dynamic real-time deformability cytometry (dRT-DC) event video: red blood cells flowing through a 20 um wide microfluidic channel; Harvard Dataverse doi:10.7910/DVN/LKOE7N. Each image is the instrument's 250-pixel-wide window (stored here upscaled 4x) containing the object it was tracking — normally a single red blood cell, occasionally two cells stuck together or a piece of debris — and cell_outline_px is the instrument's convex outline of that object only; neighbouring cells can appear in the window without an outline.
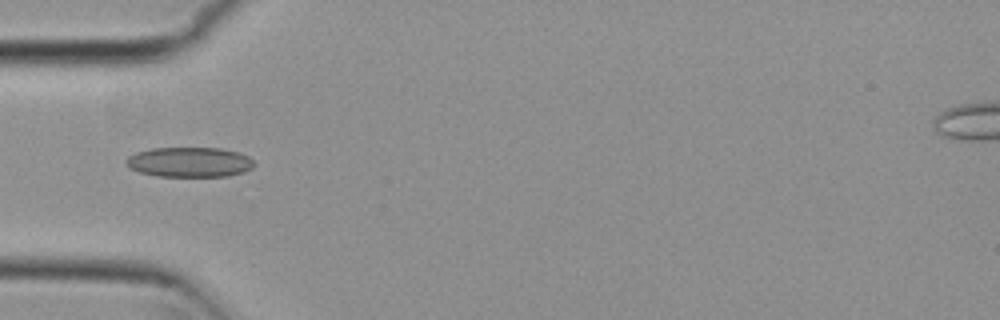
{"species": "common noctule bat (a hibernating species)", "species_latin": "Nyctalus noctula", "temperature_condition": "cold", "stored_images_in_passage": 6, "camera_frame_rate_fps": 3000, "um_per_image_px": 0.085, "animal": {"sex": "female", "body_mass_g": 29.2, "forearm_length_mm": 56.3}, "frame": {"image": 1, "passage_image": 4, "time_ms": 1.0, "image_size_px": [1000, 320], "cell_outline_px": [[252, 168], [244, 172], [228, 176], [156, 176], [140, 172], [128, 168], [124, 164], [124, 160], [128, 156], [136, 152], [152, 148], [220, 148], [240, 152], [248, 156], [252, 160]], "centroid_in_image_um": [16.06, 13.78], "position_along_channel_um": 68.9, "area_um2": 22.48}}
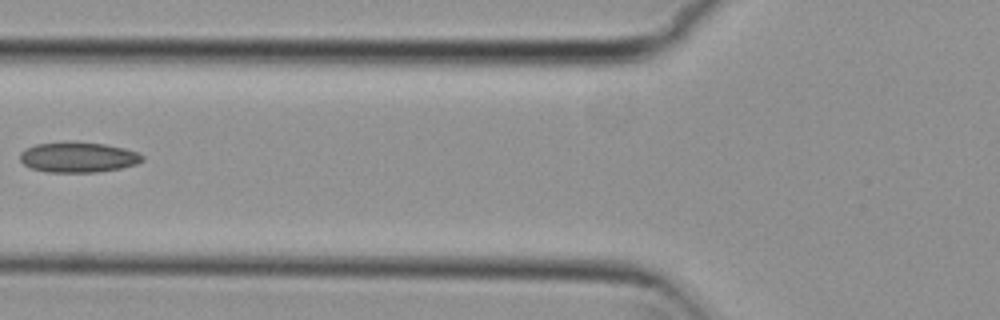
{"frame": {"image": 2, "passage_image": 5, "time_ms": 1.333, "image_size_px": [1000, 320], "cell_outline_px": [[144, 160], [136, 164], [120, 168], [96, 172], [48, 172], [32, 168], [24, 164], [20, 160], [20, 152], [36, 144], [68, 140], [76, 140], [104, 144], [124, 148], [136, 152], [144, 156]], "centroid_in_image_um": [6.64, 13.34], "position_along_channel_um": 119.2, "area_um2": 21.85}}
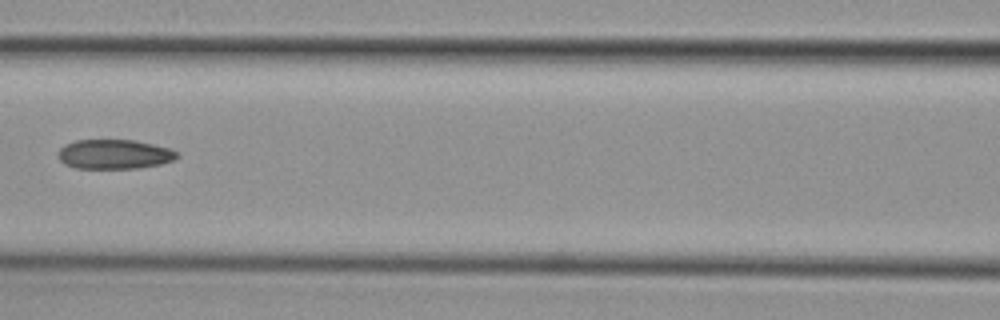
{"frame": {"image": 3, "passage_image": 6, "time_ms": 1.667, "image_size_px": [1000, 320], "cell_outline_px": [[180, 156], [172, 160], [160, 164], [140, 168], [76, 168], [64, 164], [56, 156], [60, 148], [64, 144], [76, 140], [132, 140], [152, 144], [168, 148], [176, 152]], "centroid_in_image_um": [9.67, 13.11], "position_along_channel_um": 156.9, "area_um2": 20.4}}